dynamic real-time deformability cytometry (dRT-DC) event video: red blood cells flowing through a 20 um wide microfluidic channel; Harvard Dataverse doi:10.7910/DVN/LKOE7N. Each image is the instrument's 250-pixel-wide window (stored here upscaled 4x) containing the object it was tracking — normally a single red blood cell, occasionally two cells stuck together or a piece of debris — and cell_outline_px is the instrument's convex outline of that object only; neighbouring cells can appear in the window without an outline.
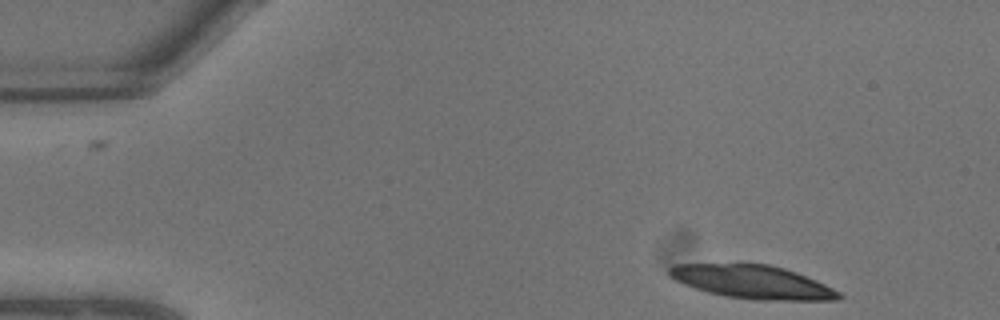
{"species": "common noctule bat (a hibernating species)", "species_latin": "Nyctalus noctula", "temperature_condition": "warm", "stored_images_in_passage": 2, "camera_frame_rate_fps": 3000, "um_per_image_px": 0.085, "animal": {"sex": "male", "body_mass_g": 13.3}, "frame": {"image": 1, "passage_image": 2, "time_ms": 0.333, "image_size_px": [1000, 320], "cell_outline_px": [[844, 296], [840, 300], [756, 300], [724, 296], [692, 288], [668, 276], [668, 268], [672, 264], [768, 264], [784, 268], [796, 272], [816, 280], [840, 292]], "centroid_in_image_um": [63.95, 23.97], "position_along_channel_um": 21.0, "area_um2": 33.06}}